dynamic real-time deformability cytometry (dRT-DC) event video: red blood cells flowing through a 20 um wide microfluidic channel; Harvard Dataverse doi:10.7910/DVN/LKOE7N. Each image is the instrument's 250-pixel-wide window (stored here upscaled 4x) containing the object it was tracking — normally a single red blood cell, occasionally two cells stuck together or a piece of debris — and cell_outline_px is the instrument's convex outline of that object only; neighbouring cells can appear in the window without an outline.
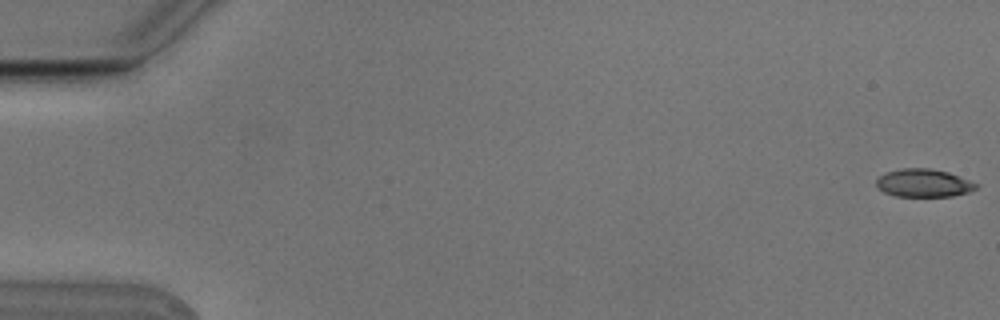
{"species": "Egyptian fruit bat (a non-hibernating species)", "species_latin": "Rousettus aegyptiacus", "temperature_condition": "cold", "stored_images_in_passage": 5, "camera_frame_rate_fps": 3000, "um_per_image_px": 0.085, "animal": {"sex": "male"}, "frame": {"image": 1, "passage_image": 1, "time_ms": 0.0, "image_size_px": [1000, 320], "cell_outline_px": [[980, 184], [976, 188], [968, 192], [952, 196], [896, 196], [884, 192], [876, 188], [876, 180], [884, 172], [900, 168], [932, 168], [948, 172]], "centroid_in_image_um": [78.48, 15.55], "position_along_channel_um": 6.5, "area_um2": 16.42}}
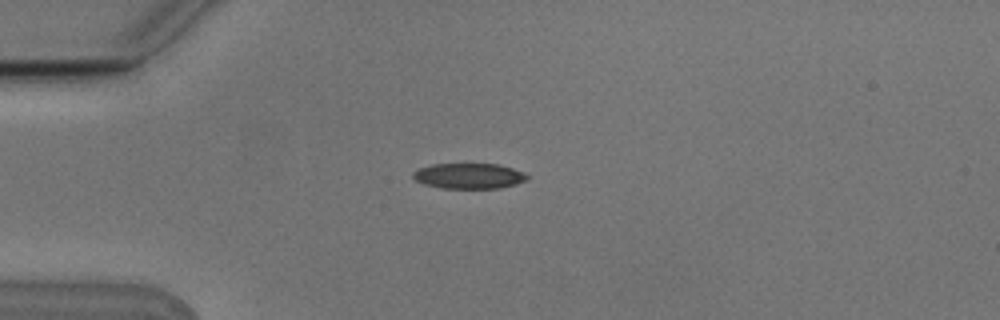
{"frame": {"image": 2, "passage_image": 5, "time_ms": 1.333, "image_size_px": [1000, 320], "cell_outline_px": [[528, 180], [516, 184], [500, 188], [440, 188], [424, 184], [416, 180], [412, 176], [412, 172], [420, 168], [432, 164], [496, 164], [512, 168], [524, 172], [528, 176]], "centroid_in_image_um": [39.87, 14.96], "position_along_channel_um": 45.1, "area_um2": 16.94}}